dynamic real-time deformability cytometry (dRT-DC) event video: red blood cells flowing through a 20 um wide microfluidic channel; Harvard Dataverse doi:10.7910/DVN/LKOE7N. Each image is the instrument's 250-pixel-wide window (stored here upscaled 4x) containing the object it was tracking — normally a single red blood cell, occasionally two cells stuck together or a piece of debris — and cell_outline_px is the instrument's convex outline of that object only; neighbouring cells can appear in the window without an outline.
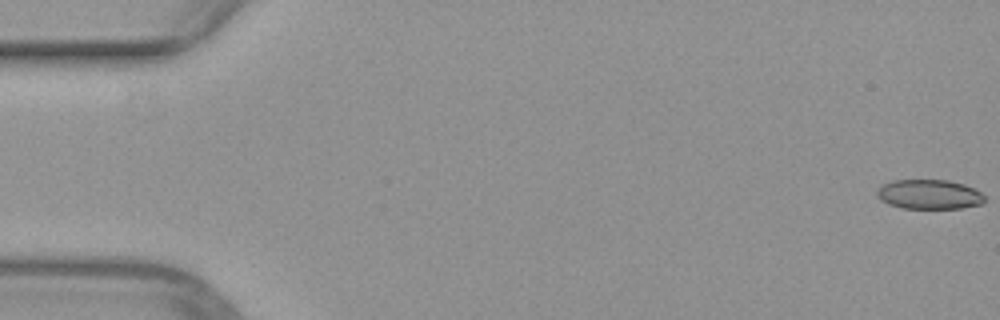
{"species": "common noctule bat (a hibernating species)", "species_latin": "Nyctalus noctula", "temperature_condition": "warm", "stored_images_in_passage": 51, "camera_frame_rate_fps": 3000, "um_per_image_px": 0.085, "animal": {"sex": "female", "body_mass_g": 29.2, "forearm_length_mm": 56.3}, "frame": {"image": 1, "passage_image": 1, "time_ms": 0.0, "image_size_px": [1000, 320], "cell_outline_px": [[984, 204], [960, 208], [900, 208], [888, 204], [880, 200], [876, 196], [876, 188], [880, 184], [892, 180], [948, 180], [964, 184], [980, 192], [984, 196]], "centroid_in_image_um": [78.92, 16.52], "position_along_channel_um": 6.1, "area_um2": 18.79}}
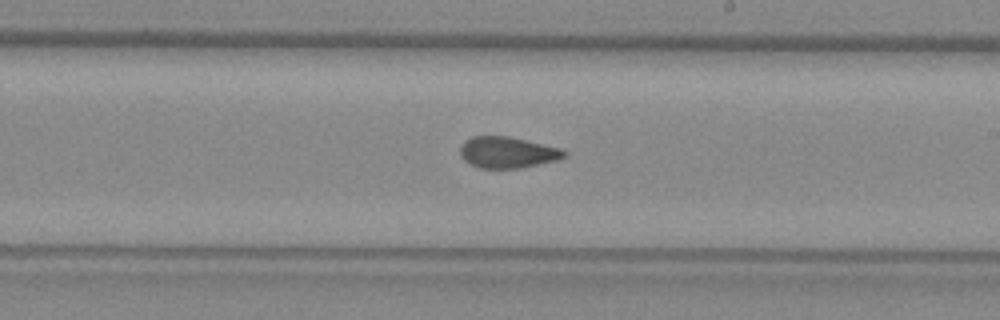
{"frame": {"image": 2, "passage_image": 30, "time_ms": 9.667, "image_size_px": [1000, 320], "cell_outline_px": [[568, 152], [564, 156], [556, 160], [520, 168], [480, 168], [464, 160], [460, 156], [460, 148], [464, 140], [472, 136], [508, 136], [560, 148]], "centroid_in_image_um": [43.1, 12.95], "position_along_channel_um": 245.9, "area_um2": 18.79}}
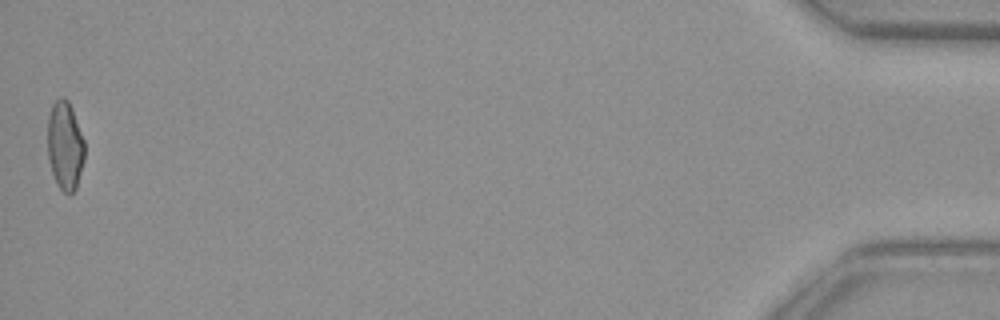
{"frame": {"image": 3, "passage_image": 51, "time_ms": 16.667, "image_size_px": [1000, 320], "cell_outline_px": [[84, 160], [76, 188], [68, 196], [56, 184], [48, 160], [48, 116], [52, 104], [60, 96], [64, 96], [68, 100], [72, 108], [84, 140]], "centroid_in_image_um": [5.52, 12.37], "position_along_channel_um": 429.7, "area_um2": 19.25}}